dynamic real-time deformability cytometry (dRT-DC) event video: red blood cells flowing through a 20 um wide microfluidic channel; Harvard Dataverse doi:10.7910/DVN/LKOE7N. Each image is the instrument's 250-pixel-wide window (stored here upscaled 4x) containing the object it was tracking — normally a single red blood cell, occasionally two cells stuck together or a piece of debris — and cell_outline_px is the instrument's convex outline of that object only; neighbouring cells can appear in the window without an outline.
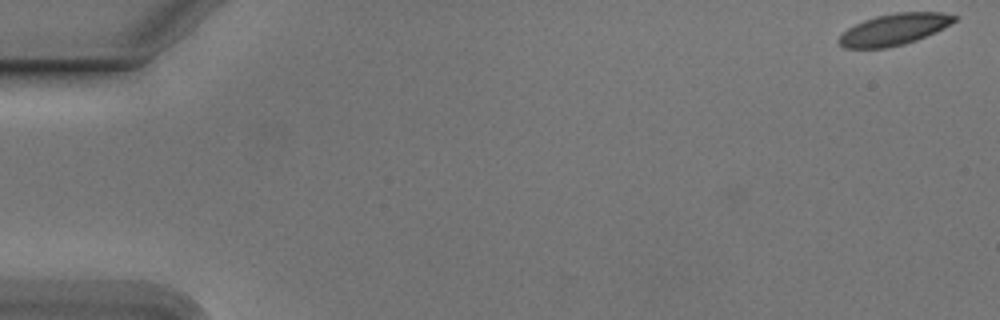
{"species": "Egyptian fruit bat (a non-hibernating species)", "species_latin": "Rousettus aegyptiacus", "temperature_condition": "cold", "stored_images_in_passage": 55, "camera_frame_rate_fps": 3000, "um_per_image_px": 0.085, "animal": {"sex": "male"}, "frame": {"image": 1, "passage_image": 1, "time_ms": 0.0, "image_size_px": [1000, 320], "cell_outline_px": [[956, 20], [936, 32], [916, 40], [904, 44], [884, 48], [844, 48], [836, 40], [848, 28], [864, 20], [876, 16], [896, 12], [940, 12], [956, 16]], "centroid_in_image_um": [75.98, 2.5], "position_along_channel_um": 9.0, "area_um2": 20.92}}
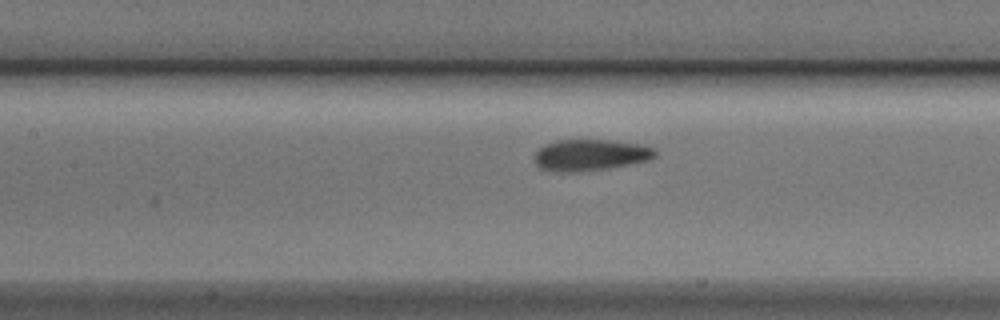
{"frame": {"image": 2, "passage_image": 25, "time_ms": 8.0, "image_size_px": [1000, 320], "cell_outline_px": [[656, 156], [648, 160], [608, 168], [576, 172], [556, 172], [540, 168], [536, 164], [536, 152], [544, 144], [556, 140], [608, 140], [640, 144], [656, 148]], "centroid_in_image_um": [50.18, 13.17], "position_along_channel_um": 157.2, "area_um2": 21.96}}
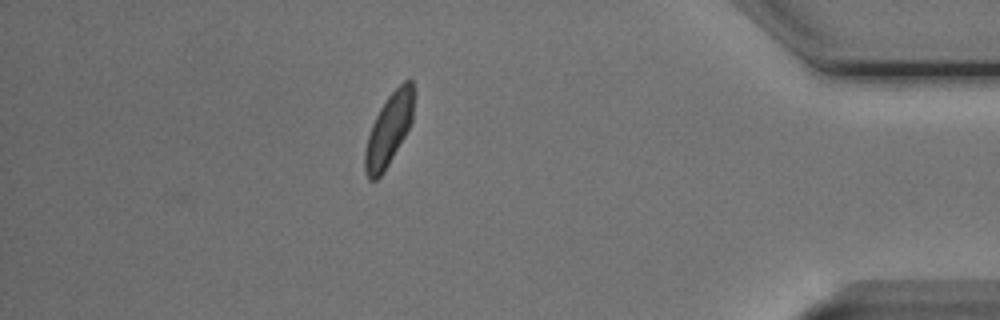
{"frame": {"image": 3, "passage_image": 48, "time_ms": 15.667, "image_size_px": [1000, 320], "cell_outline_px": [[416, 96], [412, 120], [404, 136], [384, 172], [376, 180], [368, 180], [364, 168], [364, 152], [368, 136], [372, 124], [380, 108], [388, 96], [404, 80], [412, 80], [416, 92]], "centroid_in_image_um": [33.07, 10.98], "position_along_channel_um": 402.1, "area_um2": 20.58}, "authors_computed_cell_mechanics": {"area_um2": 21.5594, "velocity_mm_per_s": 3.7344, "shape_relaxation_time_tau1_ms": 2.7862, "shape_relaxation_time_tau2_ms": 1.4699, "deformation_change_tau1": 0.1026, "deformation_change_tau2": 0.0578}}